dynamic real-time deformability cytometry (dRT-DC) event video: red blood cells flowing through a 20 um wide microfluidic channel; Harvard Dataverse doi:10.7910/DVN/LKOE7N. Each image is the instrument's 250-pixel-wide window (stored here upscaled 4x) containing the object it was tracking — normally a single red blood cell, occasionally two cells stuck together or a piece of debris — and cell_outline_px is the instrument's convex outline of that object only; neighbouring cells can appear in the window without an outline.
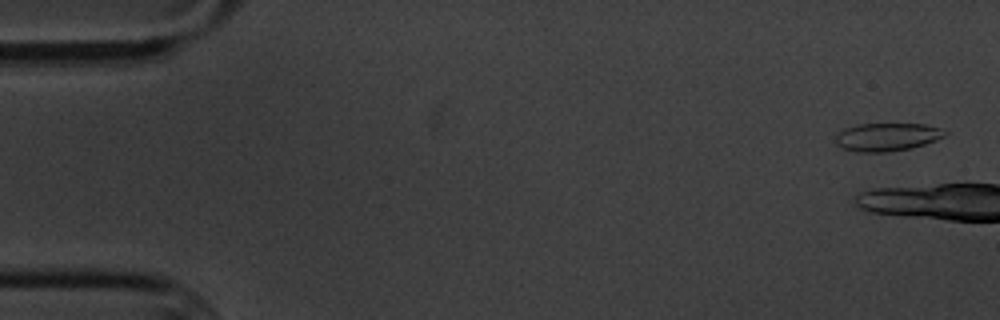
{"species": "common noctule bat (a hibernating species)", "species_latin": "Nyctalus noctula", "temperature_condition": "cold", "stored_images_in_passage": 9, "camera_frame_rate_fps": 3000, "um_per_image_px": 0.085, "animal": {"sex": "male", "body_mass_g": 20.1, "forearm_length_mm": 53.5}, "frame": {"image": 1, "passage_image": 1, "time_ms": 0.0, "image_size_px": [1000, 320], "cell_outline_px": [[948, 132], [944, 136], [936, 140], [912, 148], [888, 152], [856, 152], [844, 148], [836, 144], [836, 136], [844, 128], [860, 124], [924, 124], [940, 128]], "centroid_in_image_um": [75.41, 11.64], "position_along_channel_um": 9.6, "area_um2": 17.8}}
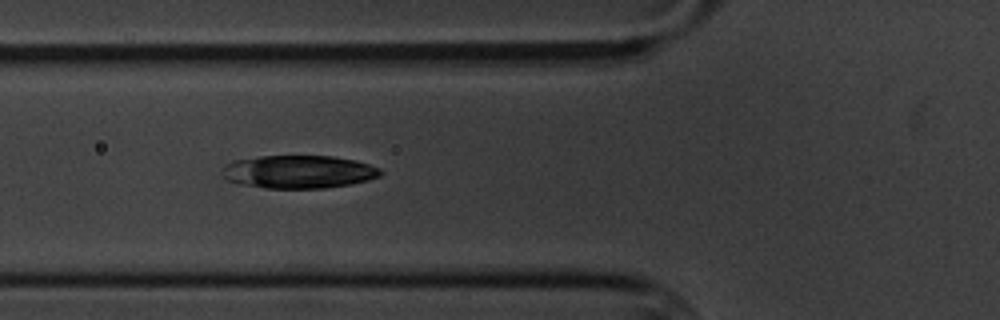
{"frame": {"image": 2, "passage_image": 7, "time_ms": 7.667, "image_size_px": [1000, 320], "cell_outline_px": [[384, 172], [380, 176], [368, 180], [352, 184], [324, 188], [264, 188], [236, 184], [228, 180], [220, 172], [224, 164], [232, 160], [260, 156], [332, 156], [356, 160], [380, 168]], "centroid_in_image_um": [25.35, 14.6], "position_along_channel_um": 100.4, "area_um2": 30.87}}
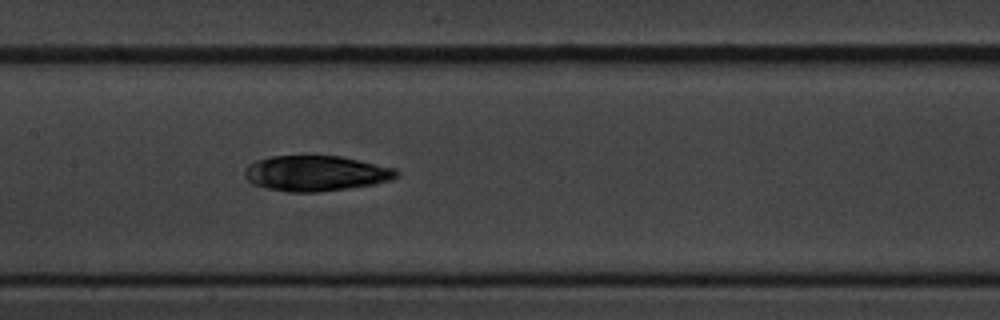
{"frame": {"image": 3, "passage_image": 9, "time_ms": 10.0, "image_size_px": [1000, 320], "cell_outline_px": [[400, 176], [392, 180], [376, 184], [348, 188], [316, 192], [288, 192], [264, 188], [252, 184], [244, 176], [244, 168], [248, 164], [256, 160], [272, 156], [340, 156], [396, 168], [400, 172]], "centroid_in_image_um": [26.86, 14.74], "position_along_channel_um": 180.5, "area_um2": 31.67}}